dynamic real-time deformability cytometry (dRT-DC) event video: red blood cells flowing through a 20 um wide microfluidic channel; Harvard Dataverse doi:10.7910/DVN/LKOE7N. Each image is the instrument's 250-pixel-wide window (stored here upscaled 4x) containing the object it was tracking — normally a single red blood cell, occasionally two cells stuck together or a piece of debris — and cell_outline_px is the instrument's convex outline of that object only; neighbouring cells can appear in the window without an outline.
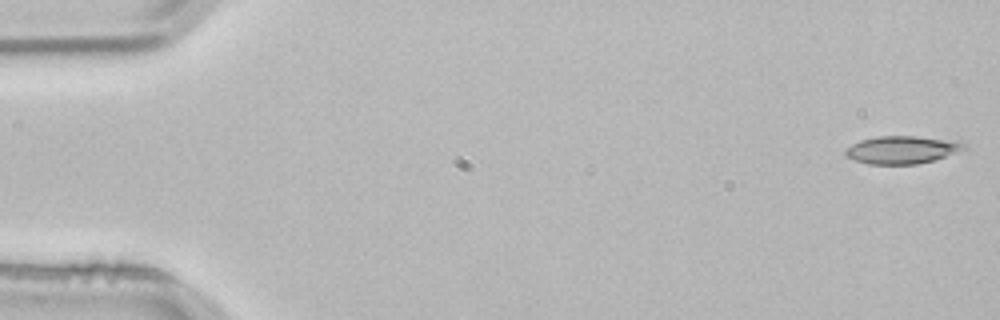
{"species": "common noctule bat (a hibernating species)", "species_latin": "Nyctalus noctula", "temperature_condition": "room temperature", "stored_images_in_passage": 5, "segment_of_instrument_passage": [1, 2], "camera_frame_rate_fps": 3000, "um_per_image_px": 0.085, "animal": {"sex": "male", "body_mass_g": 21.5, "forearm_length_mm": 52.0}, "frame": {"image": 1, "passage_image": 1, "time_ms": 0.0, "image_size_px": [1000, 320], "cell_outline_px": [[968, 148], [936, 160], [916, 164], [868, 164], [856, 160], [848, 156], [844, 152], [844, 148], [860, 140], [876, 136], [916, 136], [964, 144]], "centroid_in_image_um": [76.6, 12.74], "position_along_channel_um": 8.4, "area_um2": 18.84}}
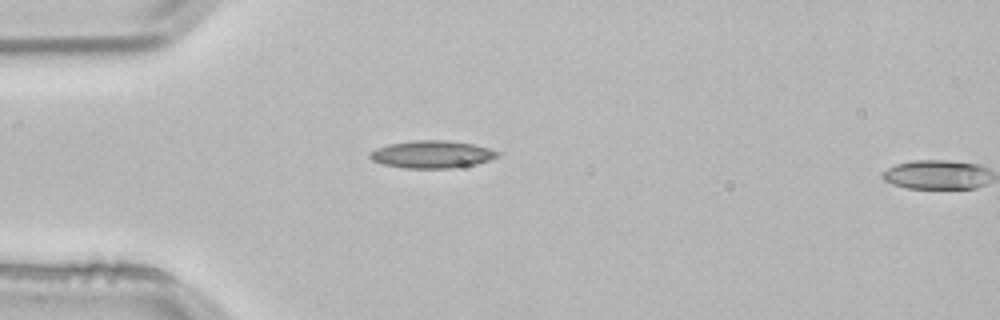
{"frame": {"image": 2, "passage_image": 4, "time_ms": 1.0, "image_size_px": [1000, 320], "cell_outline_px": [[504, 152], [500, 156], [476, 164], [452, 168], [404, 168], [384, 164], [372, 160], [368, 156], [368, 152], [376, 148], [388, 144], [412, 140], [448, 140], [476, 144]], "centroid_in_image_um": [36.76, 13.1], "position_along_channel_um": 48.2, "area_um2": 20.81}}